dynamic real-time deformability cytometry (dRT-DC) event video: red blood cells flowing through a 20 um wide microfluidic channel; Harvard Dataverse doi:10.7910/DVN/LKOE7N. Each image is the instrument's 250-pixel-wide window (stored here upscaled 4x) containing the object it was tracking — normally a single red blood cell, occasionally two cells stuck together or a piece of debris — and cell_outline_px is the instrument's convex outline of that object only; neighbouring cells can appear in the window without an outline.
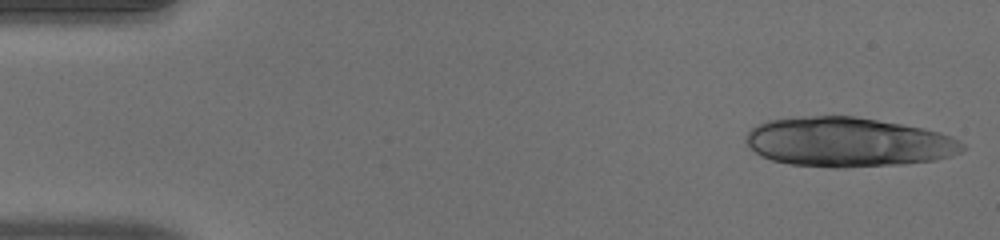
{"species": "human", "species_latin": "Homo sapiens", "temperature_condition": "warm", "stored_images_in_passage": 47, "camera_frame_rate_fps": 3000, "um_per_image_px": 0.085, "donor": {"sex": "male"}, "frame": {"image": 1, "passage_image": 1, "time_ms": 0.0, "image_size_px": [1000, 240], "cell_outline_px": [[964, 148], [960, 152], [936, 160], [904, 164], [844, 168], [832, 168], [792, 164], [772, 160], [760, 156], [744, 140], [744, 136], [752, 128], [768, 120], [800, 116], [856, 116], [924, 128], [940, 132], [952, 136], [960, 140], [964, 144]], "centroid_in_image_um": [72.09, 12.08], "position_along_channel_um": 12.9, "area_um2": 62.71}}
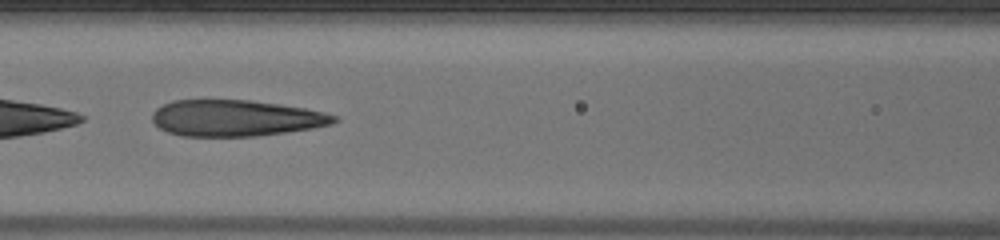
{"frame": {"image": 2, "passage_image": 21, "time_ms": 6.667, "image_size_px": [1000, 240], "cell_outline_px": [[340, 120], [332, 124], [312, 128], [256, 136], [180, 136], [168, 132], [160, 128], [152, 120], [152, 112], [156, 108], [172, 100], [248, 100], [280, 104], [304, 108], [324, 112], [336, 116]], "centroid_in_image_um": [20.02, 10.03], "position_along_channel_um": 146.6, "area_um2": 38.38}}
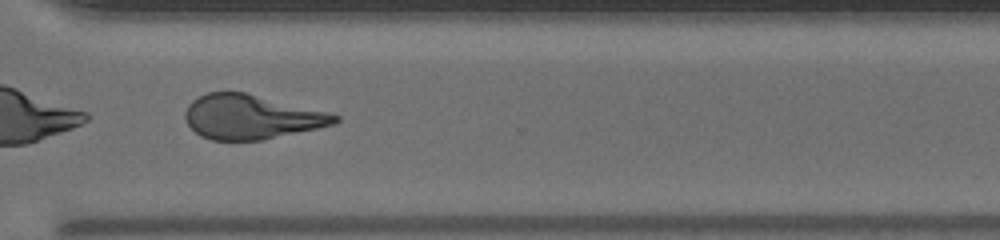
{"frame": {"image": 3, "passage_image": 36, "time_ms": 11.667, "image_size_px": [1000, 240], "cell_outline_px": [[340, 120], [336, 124], [264, 140], [212, 140], [200, 136], [188, 124], [184, 116], [184, 112], [188, 104], [192, 100], [208, 92], [244, 92], [332, 112], [340, 116]], "centroid_in_image_um": [21.4, 9.94], "position_along_channel_um": 349.2, "area_um2": 38.96}, "authors_computed_cell_mechanics": {"area_um2": 40.6334, "velocity_mm_per_s": 4.0572, "shape_relaxation_time_tau1_ms": null, "shape_relaxation_time_tau2_ms": 1.4964, "deformation_change_tau1": null, "deformation_change_tau2": 0.1132}}